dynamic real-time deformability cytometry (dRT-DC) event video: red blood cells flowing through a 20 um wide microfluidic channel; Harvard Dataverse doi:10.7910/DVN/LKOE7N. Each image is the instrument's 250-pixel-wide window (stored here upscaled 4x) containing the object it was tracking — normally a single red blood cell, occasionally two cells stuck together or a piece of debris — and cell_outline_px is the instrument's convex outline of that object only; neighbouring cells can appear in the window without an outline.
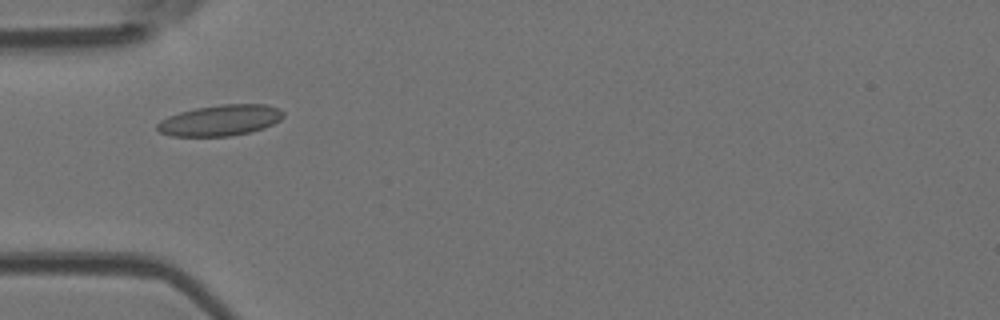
{"species": "Egyptian fruit bat (a non-hibernating species)", "species_latin": "Rousettus aegyptiacus", "temperature_condition": "room temperature", "stored_images_in_passage": 49, "camera_frame_rate_fps": 3000, "um_per_image_px": 0.085, "animal": {"sex": "female"}, "frame": {"image": 1, "passage_image": 12, "time_ms": 3.667, "image_size_px": [1000, 320], "cell_outline_px": [[284, 116], [280, 120], [264, 128], [232, 136], [172, 136], [160, 132], [156, 128], [156, 124], [160, 120], [168, 116], [180, 112], [196, 108], [220, 104], [268, 104], [280, 108], [284, 112]], "centroid_in_image_um": [18.74, 10.22], "position_along_channel_um": 66.3, "area_um2": 22.83}}
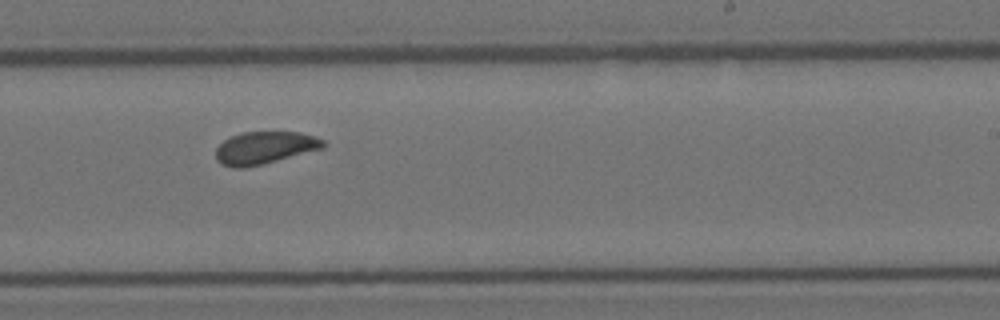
{"frame": {"image": 2, "passage_image": 28, "time_ms": 9.0, "image_size_px": [1000, 320], "cell_outline_px": [[328, 144], [324, 148], [264, 164], [244, 168], [232, 168], [220, 164], [216, 160], [216, 148], [224, 140], [232, 136], [244, 132], [300, 132], [316, 136], [324, 140]], "centroid_in_image_um": [22.52, 12.57], "position_along_channel_um": 266.5, "area_um2": 20.58}}
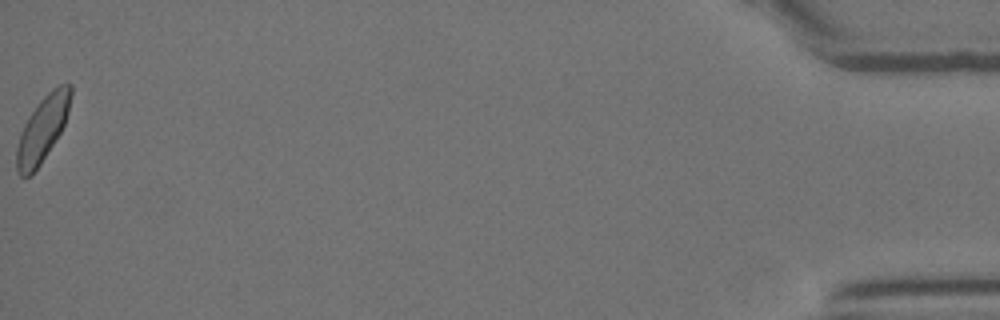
{"frame": {"image": 3, "passage_image": 49, "time_ms": 16.0, "image_size_px": [1000, 320], "cell_outline_px": [[72, 92], [68, 112], [64, 124], [60, 132], [40, 164], [32, 176], [20, 176], [16, 168], [16, 148], [20, 132], [28, 116], [40, 100], [52, 88], [60, 84], [72, 84]], "centroid_in_image_um": [3.59, 10.96], "position_along_channel_um": 431.6, "area_um2": 20.52}, "authors_computed_cell_mechanics": {"area_um2": 20.5768, "velocity_mm_per_s": 3.7696, "shape_relaxation_time_tau1_ms": 4.5677, "shape_relaxation_time_tau2_ms": 0.916, "deformation_change_tau1": 0.0984, "deformation_change_tau2": 0.0599}}